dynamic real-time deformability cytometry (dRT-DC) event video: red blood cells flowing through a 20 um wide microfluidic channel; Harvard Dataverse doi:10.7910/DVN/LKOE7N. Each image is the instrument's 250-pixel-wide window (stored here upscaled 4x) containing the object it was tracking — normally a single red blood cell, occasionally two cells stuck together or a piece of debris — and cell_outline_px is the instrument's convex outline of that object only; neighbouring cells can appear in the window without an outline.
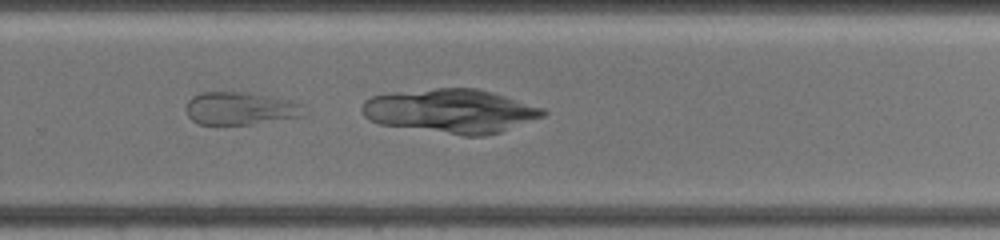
{"species": "common noctule bat (a hibernating species)", "species_latin": "Nyctalus noctula", "temperature_condition": "warm", "stored_images_in_passage": 20, "camera_frame_rate_fps": 3000, "um_per_image_px": 0.085, "animal": {"sex": "female", "body_mass_g": 19.5, "forearm_length_mm": 54.1}, "frame": {"image": 1, "passage_image": 15, "time_ms": 14.667, "image_size_px": [1000, 240], "cell_outline_px": [[308, 112], [304, 116], [252, 124], [200, 124], [192, 120], [188, 116], [184, 108], [188, 100], [192, 96], [200, 92], [248, 92], [292, 100], [300, 104]], "centroid_in_image_um": [20.43, 9.21], "position_along_channel_um": 309.4, "area_um2": 22.83}}